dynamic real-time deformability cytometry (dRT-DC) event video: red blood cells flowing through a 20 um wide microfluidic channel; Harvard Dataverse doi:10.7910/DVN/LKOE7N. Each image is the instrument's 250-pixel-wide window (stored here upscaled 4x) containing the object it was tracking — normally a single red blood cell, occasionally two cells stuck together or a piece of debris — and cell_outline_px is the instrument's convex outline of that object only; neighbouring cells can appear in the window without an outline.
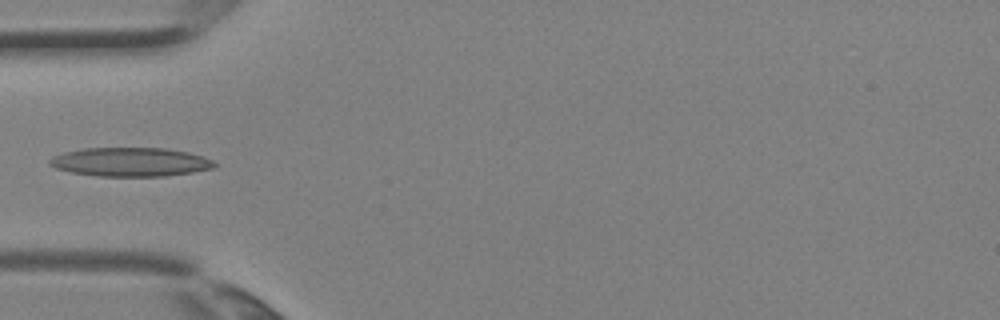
{"species": "Egyptian fruit bat (a non-hibernating species)", "species_latin": "Rousettus aegyptiacus", "temperature_condition": "room temperature", "stored_images_in_passage": 4, "camera_frame_rate_fps": 3000, "um_per_image_px": 0.085, "animal": {"sex": "female"}, "frame": {"image": 1, "passage_image": 4, "time_ms": 1.0, "image_size_px": [1000, 320], "cell_outline_px": [[216, 164], [212, 168], [192, 172], [164, 176], [100, 176], [72, 172], [56, 168], [48, 164], [48, 160], [52, 156], [64, 152], [84, 148], [164, 148], [188, 152], [212, 160]], "centroid_in_image_um": [11.04, 13.76], "position_along_channel_um": 74.0, "area_um2": 27.51}}